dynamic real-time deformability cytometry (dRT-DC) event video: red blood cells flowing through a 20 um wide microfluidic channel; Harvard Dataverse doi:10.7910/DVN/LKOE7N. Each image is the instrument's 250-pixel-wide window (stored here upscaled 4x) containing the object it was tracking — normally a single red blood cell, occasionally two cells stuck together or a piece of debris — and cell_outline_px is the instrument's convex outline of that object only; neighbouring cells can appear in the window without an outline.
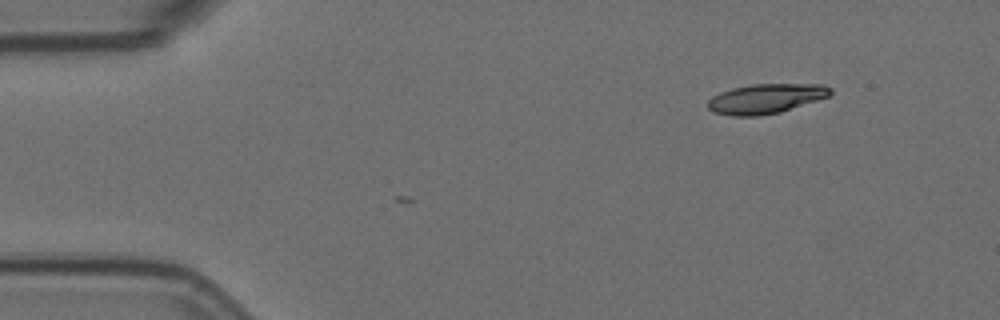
{"species": "Egyptian fruit bat (a non-hibernating species)", "species_latin": "Rousettus aegyptiacus", "temperature_condition": "room temperature", "stored_images_in_passage": 2, "camera_frame_rate_fps": 3000, "um_per_image_px": 0.085, "animal": {"sex": "female"}, "frame": {"image": 1, "passage_image": 2, "time_ms": 0.333, "image_size_px": [1000, 320], "cell_outline_px": [[832, 92], [828, 96], [780, 112], [756, 116], [732, 116], [716, 112], [708, 108], [708, 100], [712, 96], [720, 92], [732, 88], [752, 84], [824, 84], [832, 88]], "centroid_in_image_um": [65.09, 8.37], "position_along_channel_um": 19.9, "area_um2": 21.04}}